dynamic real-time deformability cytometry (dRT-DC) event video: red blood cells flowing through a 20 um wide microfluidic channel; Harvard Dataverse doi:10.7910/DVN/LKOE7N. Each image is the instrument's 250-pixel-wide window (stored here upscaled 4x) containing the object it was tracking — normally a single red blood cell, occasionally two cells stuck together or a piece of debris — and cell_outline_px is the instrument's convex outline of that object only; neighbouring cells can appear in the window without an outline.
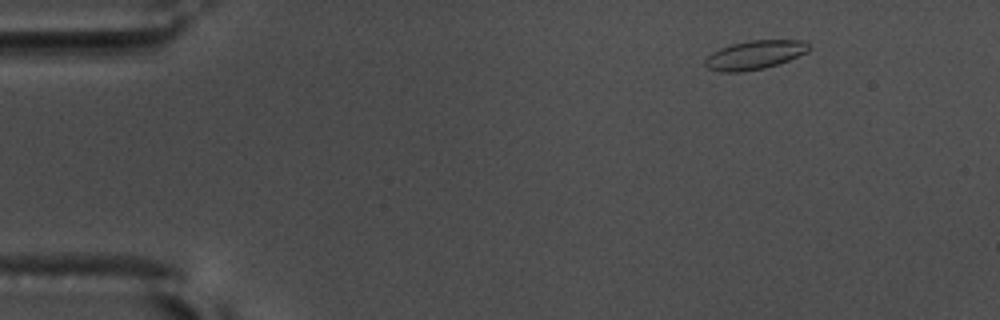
{"species": "common noctule bat (a hibernating species)", "species_latin": "Nyctalus noctula", "temperature_condition": "warm", "stored_images_in_passage": 50, "camera_frame_rate_fps": 3000, "um_per_image_px": 0.085, "animal": {"sex": "male", "body_mass_g": 17.5, "forearm_length_mm": 52.3}, "frame": {"image": 1, "passage_image": 1, "time_ms": 0.0, "image_size_px": [1000, 320], "cell_outline_px": [[812, 48], [808, 52], [788, 60], [764, 68], [740, 72], [720, 72], [708, 68], [704, 64], [704, 60], [712, 52], [720, 48], [732, 44], [748, 40], [804, 40]], "centroid_in_image_um": [64.15, 4.66], "position_along_channel_um": 20.8, "area_um2": 17.46}}
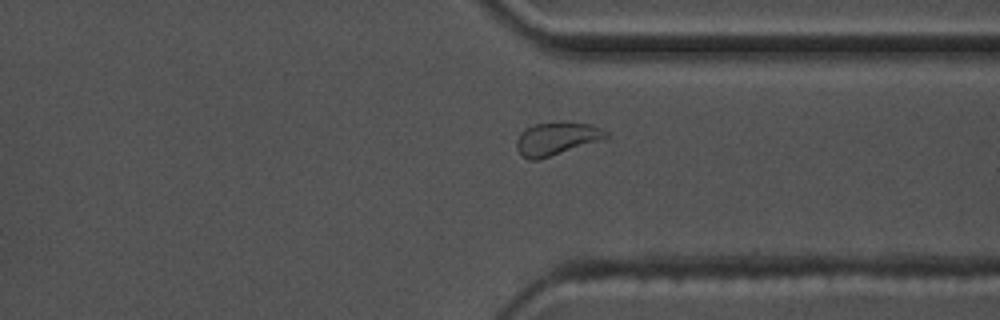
{"frame": {"image": 2, "passage_image": 37, "time_ms": 12.0, "image_size_px": [1000, 320], "cell_outline_px": [[608, 136], [604, 140], [536, 160], [528, 160], [516, 148], [516, 140], [520, 132], [532, 124], [560, 120], [564, 120], [592, 124], [608, 132]], "centroid_in_image_um": [47.33, 11.74], "position_along_channel_um": 364.1, "area_um2": 17.63}}
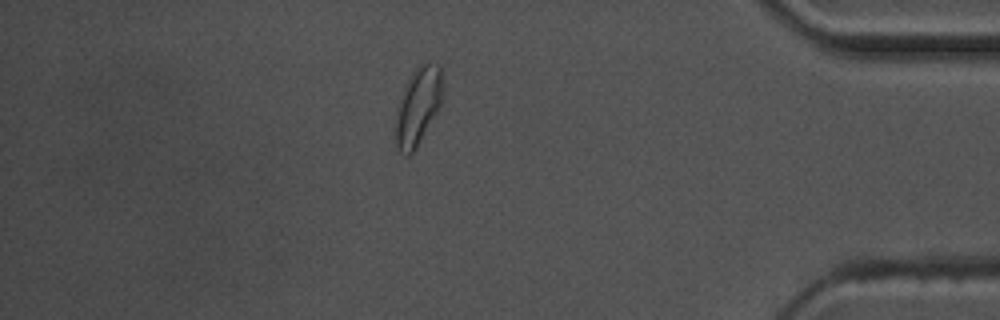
{"frame": {"image": 3, "passage_image": 43, "time_ms": 14.0, "image_size_px": [1000, 320], "cell_outline_px": [[444, 92], [440, 104], [436, 112], [416, 148], [408, 156], [404, 156], [400, 152], [396, 144], [396, 112], [408, 80], [412, 72], [420, 64], [428, 64], [440, 68], [444, 72]], "centroid_in_image_um": [35.56, 9.03], "position_along_channel_um": 399.6, "area_um2": 20.87}, "authors_computed_cell_mechanics": {"area_um2": 16.762, "velocity_mm_per_s": 3.6148, "shape_relaxation_time_tau1_ms": null, "shape_relaxation_time_tau2_ms": 1.3579, "deformation_change_tau1": null, "deformation_change_tau2": 0.0705}}